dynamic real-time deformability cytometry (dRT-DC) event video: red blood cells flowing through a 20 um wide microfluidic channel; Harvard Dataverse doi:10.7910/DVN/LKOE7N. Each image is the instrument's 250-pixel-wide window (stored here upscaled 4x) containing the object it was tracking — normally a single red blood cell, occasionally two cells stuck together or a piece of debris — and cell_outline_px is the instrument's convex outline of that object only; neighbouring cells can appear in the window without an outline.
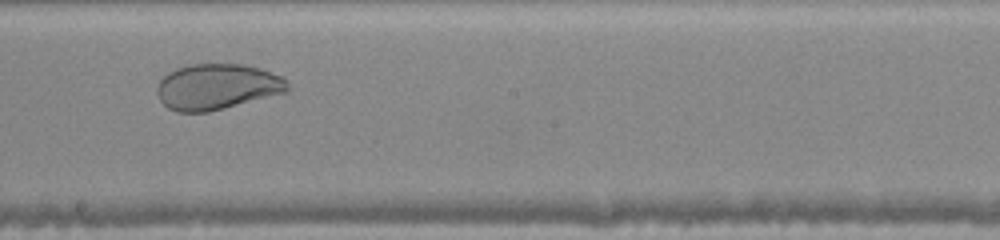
{"species": "human", "species_latin": "Homo sapiens", "temperature_condition": "warm", "stored_images_in_passage": 27, "camera_frame_rate_fps": 3000, "um_per_image_px": 0.085, "donor": {"sex": "female"}, "frame": {"image": 1, "passage_image": 16, "time_ms": 5.0, "image_size_px": [1000, 240], "cell_outline_px": [[288, 92], [208, 112], [176, 112], [168, 108], [160, 100], [156, 92], [156, 88], [160, 80], [168, 72], [176, 68], [192, 64], [240, 64], [260, 68], [280, 76], [288, 80]], "centroid_in_image_um": [18.44, 7.37], "position_along_channel_um": 229.8, "area_um2": 34.85}}